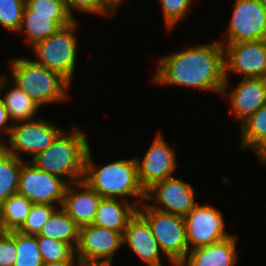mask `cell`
Instances as JSON below:
<instances>
[{
    "label": "cell",
    "instance_id": "6da1fadb",
    "mask_svg": "<svg viewBox=\"0 0 266 266\" xmlns=\"http://www.w3.org/2000/svg\"><path fill=\"white\" fill-rule=\"evenodd\" d=\"M153 80L222 93L225 83L224 46L220 41L197 45L158 58Z\"/></svg>",
    "mask_w": 266,
    "mask_h": 266
},
{
    "label": "cell",
    "instance_id": "7a4b0ae2",
    "mask_svg": "<svg viewBox=\"0 0 266 266\" xmlns=\"http://www.w3.org/2000/svg\"><path fill=\"white\" fill-rule=\"evenodd\" d=\"M90 146L85 157L84 181L103 198L136 197V207L146 199V193L138 180L136 158L113 161L99 168L93 162ZM120 196V197H119ZM137 197L143 199L137 200ZM140 202V203H139Z\"/></svg>",
    "mask_w": 266,
    "mask_h": 266
},
{
    "label": "cell",
    "instance_id": "3957f363",
    "mask_svg": "<svg viewBox=\"0 0 266 266\" xmlns=\"http://www.w3.org/2000/svg\"><path fill=\"white\" fill-rule=\"evenodd\" d=\"M64 130L44 151L32 157V162L38 169L55 176H67L68 183L83 181L85 157L89 143L85 134L75 126L69 134Z\"/></svg>",
    "mask_w": 266,
    "mask_h": 266
},
{
    "label": "cell",
    "instance_id": "277c9868",
    "mask_svg": "<svg viewBox=\"0 0 266 266\" xmlns=\"http://www.w3.org/2000/svg\"><path fill=\"white\" fill-rule=\"evenodd\" d=\"M9 64L13 82L40 106L70 99L66 90L71 83L59 72L25 58H14Z\"/></svg>",
    "mask_w": 266,
    "mask_h": 266
},
{
    "label": "cell",
    "instance_id": "5b68a950",
    "mask_svg": "<svg viewBox=\"0 0 266 266\" xmlns=\"http://www.w3.org/2000/svg\"><path fill=\"white\" fill-rule=\"evenodd\" d=\"M140 206L137 212L148 222L161 253L171 266H181L189 252L184 217L154 209L147 202Z\"/></svg>",
    "mask_w": 266,
    "mask_h": 266
},
{
    "label": "cell",
    "instance_id": "8992f818",
    "mask_svg": "<svg viewBox=\"0 0 266 266\" xmlns=\"http://www.w3.org/2000/svg\"><path fill=\"white\" fill-rule=\"evenodd\" d=\"M77 20L59 28L47 39L32 47L35 51V62L48 69L59 72L70 83L75 72L77 58V38L75 35Z\"/></svg>",
    "mask_w": 266,
    "mask_h": 266
},
{
    "label": "cell",
    "instance_id": "52a82bcc",
    "mask_svg": "<svg viewBox=\"0 0 266 266\" xmlns=\"http://www.w3.org/2000/svg\"><path fill=\"white\" fill-rule=\"evenodd\" d=\"M20 123H13L8 137L7 144L9 145L4 144L1 139L0 145L7 152L21 159V153H29L35 157L38 153L47 149L63 131V129L61 130L60 127L49 123L45 119H33Z\"/></svg>",
    "mask_w": 266,
    "mask_h": 266
},
{
    "label": "cell",
    "instance_id": "ba28073f",
    "mask_svg": "<svg viewBox=\"0 0 266 266\" xmlns=\"http://www.w3.org/2000/svg\"><path fill=\"white\" fill-rule=\"evenodd\" d=\"M68 181L38 169L32 162H23L17 193L33 204L62 205Z\"/></svg>",
    "mask_w": 266,
    "mask_h": 266
},
{
    "label": "cell",
    "instance_id": "9c48e42d",
    "mask_svg": "<svg viewBox=\"0 0 266 266\" xmlns=\"http://www.w3.org/2000/svg\"><path fill=\"white\" fill-rule=\"evenodd\" d=\"M225 77L228 72L243 78H266V39L224 43Z\"/></svg>",
    "mask_w": 266,
    "mask_h": 266
},
{
    "label": "cell",
    "instance_id": "30bf717a",
    "mask_svg": "<svg viewBox=\"0 0 266 266\" xmlns=\"http://www.w3.org/2000/svg\"><path fill=\"white\" fill-rule=\"evenodd\" d=\"M227 43L266 39V8L260 0H235Z\"/></svg>",
    "mask_w": 266,
    "mask_h": 266
},
{
    "label": "cell",
    "instance_id": "8fae6325",
    "mask_svg": "<svg viewBox=\"0 0 266 266\" xmlns=\"http://www.w3.org/2000/svg\"><path fill=\"white\" fill-rule=\"evenodd\" d=\"M189 250L222 241L232 234L225 232L222 211L196 204L184 217Z\"/></svg>",
    "mask_w": 266,
    "mask_h": 266
},
{
    "label": "cell",
    "instance_id": "7c38bea8",
    "mask_svg": "<svg viewBox=\"0 0 266 266\" xmlns=\"http://www.w3.org/2000/svg\"><path fill=\"white\" fill-rule=\"evenodd\" d=\"M123 246V232L113 231L94 224L79 228L76 247L77 261L112 262L115 252Z\"/></svg>",
    "mask_w": 266,
    "mask_h": 266
},
{
    "label": "cell",
    "instance_id": "4fadbf2b",
    "mask_svg": "<svg viewBox=\"0 0 266 266\" xmlns=\"http://www.w3.org/2000/svg\"><path fill=\"white\" fill-rule=\"evenodd\" d=\"M162 136L157 133L141 162L136 158L139 184L145 193L156 183L172 177L176 170L174 148H171Z\"/></svg>",
    "mask_w": 266,
    "mask_h": 266
},
{
    "label": "cell",
    "instance_id": "5bb4252c",
    "mask_svg": "<svg viewBox=\"0 0 266 266\" xmlns=\"http://www.w3.org/2000/svg\"><path fill=\"white\" fill-rule=\"evenodd\" d=\"M153 199L157 200L155 202H158V205L150 204L152 208L182 217L196 205L192 186L174 176L156 183L146 192V200Z\"/></svg>",
    "mask_w": 266,
    "mask_h": 266
},
{
    "label": "cell",
    "instance_id": "9a60e30c",
    "mask_svg": "<svg viewBox=\"0 0 266 266\" xmlns=\"http://www.w3.org/2000/svg\"><path fill=\"white\" fill-rule=\"evenodd\" d=\"M228 79L225 77L221 94L229 97L230 113L243 122L266 104V78H242L232 91H227L230 82Z\"/></svg>",
    "mask_w": 266,
    "mask_h": 266
},
{
    "label": "cell",
    "instance_id": "2e32d148",
    "mask_svg": "<svg viewBox=\"0 0 266 266\" xmlns=\"http://www.w3.org/2000/svg\"><path fill=\"white\" fill-rule=\"evenodd\" d=\"M79 188L80 191H76ZM101 196L84 180L68 184L61 208L81 228L94 222Z\"/></svg>",
    "mask_w": 266,
    "mask_h": 266
},
{
    "label": "cell",
    "instance_id": "e0dca14e",
    "mask_svg": "<svg viewBox=\"0 0 266 266\" xmlns=\"http://www.w3.org/2000/svg\"><path fill=\"white\" fill-rule=\"evenodd\" d=\"M128 245L147 266L161 265L160 247L148 222L138 213L128 221L123 232V245Z\"/></svg>",
    "mask_w": 266,
    "mask_h": 266
},
{
    "label": "cell",
    "instance_id": "ac0fdd59",
    "mask_svg": "<svg viewBox=\"0 0 266 266\" xmlns=\"http://www.w3.org/2000/svg\"><path fill=\"white\" fill-rule=\"evenodd\" d=\"M236 236L189 250L181 266H235Z\"/></svg>",
    "mask_w": 266,
    "mask_h": 266
},
{
    "label": "cell",
    "instance_id": "d6986e66",
    "mask_svg": "<svg viewBox=\"0 0 266 266\" xmlns=\"http://www.w3.org/2000/svg\"><path fill=\"white\" fill-rule=\"evenodd\" d=\"M73 21L70 15H43L34 14V11H23L22 25L18 33H26V41L34 47Z\"/></svg>",
    "mask_w": 266,
    "mask_h": 266
},
{
    "label": "cell",
    "instance_id": "ffe728a7",
    "mask_svg": "<svg viewBox=\"0 0 266 266\" xmlns=\"http://www.w3.org/2000/svg\"><path fill=\"white\" fill-rule=\"evenodd\" d=\"M138 207L127 200L101 197L92 224L113 231L124 232L128 221L136 214Z\"/></svg>",
    "mask_w": 266,
    "mask_h": 266
},
{
    "label": "cell",
    "instance_id": "44dd1931",
    "mask_svg": "<svg viewBox=\"0 0 266 266\" xmlns=\"http://www.w3.org/2000/svg\"><path fill=\"white\" fill-rule=\"evenodd\" d=\"M36 236L49 237L70 243L75 249L79 242V227L62 209H56Z\"/></svg>",
    "mask_w": 266,
    "mask_h": 266
},
{
    "label": "cell",
    "instance_id": "7402d4cb",
    "mask_svg": "<svg viewBox=\"0 0 266 266\" xmlns=\"http://www.w3.org/2000/svg\"><path fill=\"white\" fill-rule=\"evenodd\" d=\"M33 205L23 195L15 193L0 204V231H18L26 221Z\"/></svg>",
    "mask_w": 266,
    "mask_h": 266
},
{
    "label": "cell",
    "instance_id": "603a6c76",
    "mask_svg": "<svg viewBox=\"0 0 266 266\" xmlns=\"http://www.w3.org/2000/svg\"><path fill=\"white\" fill-rule=\"evenodd\" d=\"M8 111L11 122H23L33 120L40 107L34 99L26 94L15 83L12 89L1 97Z\"/></svg>",
    "mask_w": 266,
    "mask_h": 266
},
{
    "label": "cell",
    "instance_id": "cb8c5ba5",
    "mask_svg": "<svg viewBox=\"0 0 266 266\" xmlns=\"http://www.w3.org/2000/svg\"><path fill=\"white\" fill-rule=\"evenodd\" d=\"M23 162L0 145V204L17 193Z\"/></svg>",
    "mask_w": 266,
    "mask_h": 266
},
{
    "label": "cell",
    "instance_id": "d4e9b609",
    "mask_svg": "<svg viewBox=\"0 0 266 266\" xmlns=\"http://www.w3.org/2000/svg\"><path fill=\"white\" fill-rule=\"evenodd\" d=\"M241 148L254 151L266 139V104L240 124Z\"/></svg>",
    "mask_w": 266,
    "mask_h": 266
},
{
    "label": "cell",
    "instance_id": "484cf974",
    "mask_svg": "<svg viewBox=\"0 0 266 266\" xmlns=\"http://www.w3.org/2000/svg\"><path fill=\"white\" fill-rule=\"evenodd\" d=\"M37 244L44 263H53L63 260H74L76 249L67 242L36 236Z\"/></svg>",
    "mask_w": 266,
    "mask_h": 266
},
{
    "label": "cell",
    "instance_id": "4316f807",
    "mask_svg": "<svg viewBox=\"0 0 266 266\" xmlns=\"http://www.w3.org/2000/svg\"><path fill=\"white\" fill-rule=\"evenodd\" d=\"M37 238L16 231V260L14 266H43Z\"/></svg>",
    "mask_w": 266,
    "mask_h": 266
},
{
    "label": "cell",
    "instance_id": "83f0119b",
    "mask_svg": "<svg viewBox=\"0 0 266 266\" xmlns=\"http://www.w3.org/2000/svg\"><path fill=\"white\" fill-rule=\"evenodd\" d=\"M25 0H0V25L12 32H19L22 25Z\"/></svg>",
    "mask_w": 266,
    "mask_h": 266
},
{
    "label": "cell",
    "instance_id": "f1b7e54d",
    "mask_svg": "<svg viewBox=\"0 0 266 266\" xmlns=\"http://www.w3.org/2000/svg\"><path fill=\"white\" fill-rule=\"evenodd\" d=\"M57 209L55 205L33 204L23 226L18 230L25 235L36 236L52 213Z\"/></svg>",
    "mask_w": 266,
    "mask_h": 266
},
{
    "label": "cell",
    "instance_id": "f546056e",
    "mask_svg": "<svg viewBox=\"0 0 266 266\" xmlns=\"http://www.w3.org/2000/svg\"><path fill=\"white\" fill-rule=\"evenodd\" d=\"M165 24L172 30L185 16L193 0H160Z\"/></svg>",
    "mask_w": 266,
    "mask_h": 266
},
{
    "label": "cell",
    "instance_id": "4dcf8cb0",
    "mask_svg": "<svg viewBox=\"0 0 266 266\" xmlns=\"http://www.w3.org/2000/svg\"><path fill=\"white\" fill-rule=\"evenodd\" d=\"M24 11L43 15H70L65 0H25Z\"/></svg>",
    "mask_w": 266,
    "mask_h": 266
},
{
    "label": "cell",
    "instance_id": "1f68e13d",
    "mask_svg": "<svg viewBox=\"0 0 266 266\" xmlns=\"http://www.w3.org/2000/svg\"><path fill=\"white\" fill-rule=\"evenodd\" d=\"M16 260V231H0V266H14Z\"/></svg>",
    "mask_w": 266,
    "mask_h": 266
},
{
    "label": "cell",
    "instance_id": "d6a6232c",
    "mask_svg": "<svg viewBox=\"0 0 266 266\" xmlns=\"http://www.w3.org/2000/svg\"><path fill=\"white\" fill-rule=\"evenodd\" d=\"M65 4L70 16L75 20L73 11L95 13V14H112V11L104 4L102 0H65Z\"/></svg>",
    "mask_w": 266,
    "mask_h": 266
},
{
    "label": "cell",
    "instance_id": "836d02e7",
    "mask_svg": "<svg viewBox=\"0 0 266 266\" xmlns=\"http://www.w3.org/2000/svg\"><path fill=\"white\" fill-rule=\"evenodd\" d=\"M10 120L11 119L7 109L5 108L4 102L0 98V128H2L0 135L3 132V134L5 133L9 136L11 128L13 126V123L11 125H7V122H9Z\"/></svg>",
    "mask_w": 266,
    "mask_h": 266
},
{
    "label": "cell",
    "instance_id": "e575fe53",
    "mask_svg": "<svg viewBox=\"0 0 266 266\" xmlns=\"http://www.w3.org/2000/svg\"><path fill=\"white\" fill-rule=\"evenodd\" d=\"M261 164L266 163V139L254 150Z\"/></svg>",
    "mask_w": 266,
    "mask_h": 266
},
{
    "label": "cell",
    "instance_id": "d590c367",
    "mask_svg": "<svg viewBox=\"0 0 266 266\" xmlns=\"http://www.w3.org/2000/svg\"><path fill=\"white\" fill-rule=\"evenodd\" d=\"M75 260H63L53 263H44L43 266H75Z\"/></svg>",
    "mask_w": 266,
    "mask_h": 266
},
{
    "label": "cell",
    "instance_id": "8d00e7d4",
    "mask_svg": "<svg viewBox=\"0 0 266 266\" xmlns=\"http://www.w3.org/2000/svg\"><path fill=\"white\" fill-rule=\"evenodd\" d=\"M104 2V4L112 11L115 12V10H117V7L121 6V3L124 0H102Z\"/></svg>",
    "mask_w": 266,
    "mask_h": 266
},
{
    "label": "cell",
    "instance_id": "74e56055",
    "mask_svg": "<svg viewBox=\"0 0 266 266\" xmlns=\"http://www.w3.org/2000/svg\"><path fill=\"white\" fill-rule=\"evenodd\" d=\"M77 266H112V262H81L77 261Z\"/></svg>",
    "mask_w": 266,
    "mask_h": 266
},
{
    "label": "cell",
    "instance_id": "f35d334b",
    "mask_svg": "<svg viewBox=\"0 0 266 266\" xmlns=\"http://www.w3.org/2000/svg\"><path fill=\"white\" fill-rule=\"evenodd\" d=\"M6 79L7 76L6 75H1L0 74V92H2L1 90L5 87L6 88Z\"/></svg>",
    "mask_w": 266,
    "mask_h": 266
},
{
    "label": "cell",
    "instance_id": "ab89813d",
    "mask_svg": "<svg viewBox=\"0 0 266 266\" xmlns=\"http://www.w3.org/2000/svg\"><path fill=\"white\" fill-rule=\"evenodd\" d=\"M260 2L265 6L266 8V0H260Z\"/></svg>",
    "mask_w": 266,
    "mask_h": 266
}]
</instances>
